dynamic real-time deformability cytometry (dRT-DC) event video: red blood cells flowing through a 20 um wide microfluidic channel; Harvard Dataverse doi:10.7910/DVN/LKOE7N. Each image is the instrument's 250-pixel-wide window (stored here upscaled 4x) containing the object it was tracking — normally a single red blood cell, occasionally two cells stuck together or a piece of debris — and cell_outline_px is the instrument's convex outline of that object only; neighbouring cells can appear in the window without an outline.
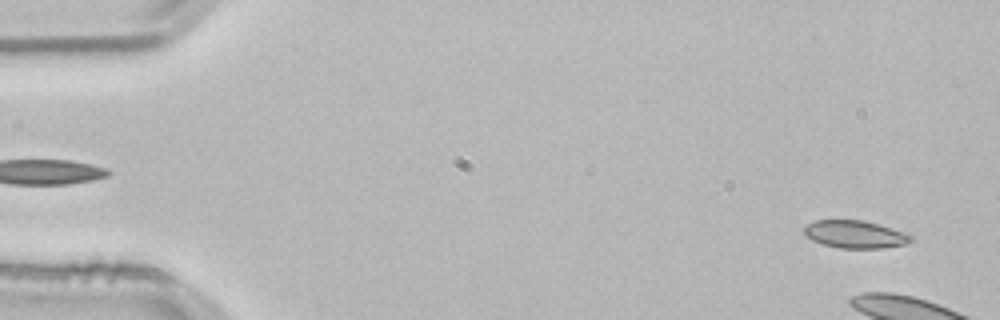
{"species": "common noctule bat (a hibernating species)", "species_latin": "Nyctalus noctula", "temperature_condition": "room temperature", "stored_images_in_passage": 14, "camera_frame_rate_fps": 3000, "um_per_image_px": 0.085, "animal": {"sex": "male", "body_mass_g": 21.5, "forearm_length_mm": 52.0}, "frame": {"image": 1, "passage_image": 3, "time_ms": 0.667, "image_size_px": [1000, 320], "cell_outline_px": [[912, 240], [908, 244], [880, 248], [840, 248], [824, 244], [812, 240], [804, 236], [804, 228], [808, 224], [816, 220], [864, 220], [880, 224], [912, 236]], "centroid_in_image_um": [72.67, 19.91], "position_along_channel_um": 12.3, "area_um2": 17.11}}